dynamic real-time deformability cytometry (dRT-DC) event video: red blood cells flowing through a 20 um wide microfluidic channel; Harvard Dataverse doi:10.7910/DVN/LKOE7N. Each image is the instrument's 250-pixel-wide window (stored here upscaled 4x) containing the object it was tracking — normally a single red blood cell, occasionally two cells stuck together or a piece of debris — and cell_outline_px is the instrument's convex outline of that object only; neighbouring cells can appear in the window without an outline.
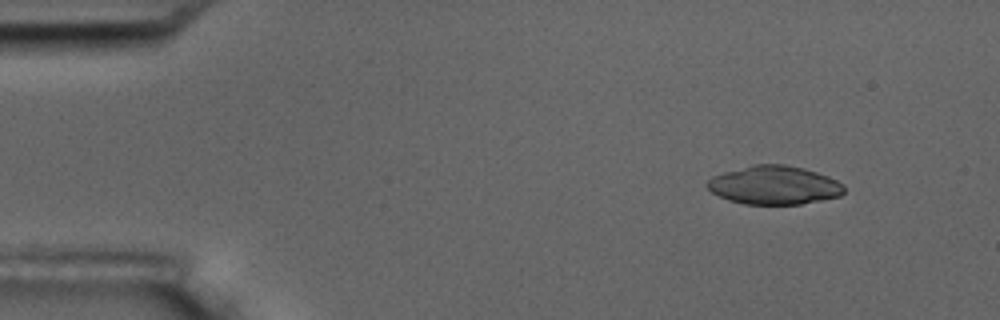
{"species": "common noctule bat (a hibernating species)", "species_latin": "Nyctalus noctula", "temperature_condition": "room temperature", "stored_images_in_passage": 5, "camera_frame_rate_fps": 3000, "um_per_image_px": 0.085, "animal": {"sex": "male", "body_mass_g": 17.5, "forearm_length_mm": 52.3}, "frame": {"image": 1, "passage_image": 1, "time_ms": 0.0, "image_size_px": [1000, 320], "cell_outline_px": [[844, 192], [840, 196], [800, 204], [744, 204], [728, 200], [712, 192], [704, 184], [712, 176], [724, 172], [756, 164], [784, 164], [804, 168], [828, 176], [844, 184]], "centroid_in_image_um": [65.8, 15.74], "position_along_channel_um": 19.2, "area_um2": 30.69}}